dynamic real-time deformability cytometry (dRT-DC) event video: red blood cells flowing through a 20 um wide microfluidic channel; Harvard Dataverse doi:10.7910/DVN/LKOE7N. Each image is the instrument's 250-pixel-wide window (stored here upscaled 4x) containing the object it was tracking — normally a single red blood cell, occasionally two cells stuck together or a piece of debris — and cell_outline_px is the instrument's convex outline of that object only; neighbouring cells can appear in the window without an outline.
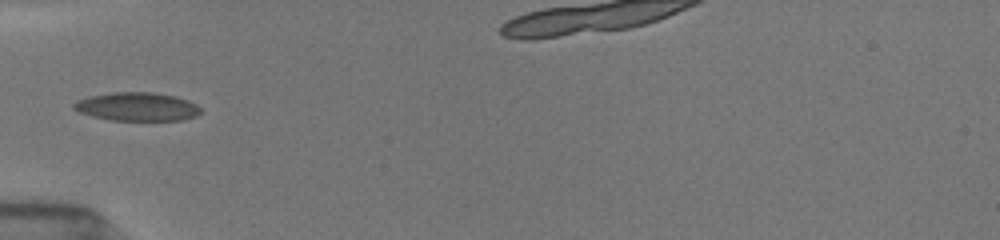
{"species": "common noctule bat (a hibernating species)", "species_latin": "Nyctalus noctula", "temperature_condition": "room temperature", "stored_images_in_passage": 7, "camera_frame_rate_fps": 3000, "um_per_image_px": 0.085, "animal": {"sex": "female", "body_mass_g": 19.5, "forearm_length_mm": 54.1}, "frame": {"image": 1, "passage_image": 5, "time_ms": 3.333, "image_size_px": [1000, 240], "cell_outline_px": [[200, 112], [196, 116], [184, 120], [112, 120], [92, 116], [80, 112], [72, 108], [72, 104], [88, 96], [112, 92], [152, 92], [176, 96], [188, 100], [196, 104], [200, 108]], "centroid_in_image_um": [11.66, 9.06], "position_along_channel_um": 73.3, "area_um2": 21.04}}